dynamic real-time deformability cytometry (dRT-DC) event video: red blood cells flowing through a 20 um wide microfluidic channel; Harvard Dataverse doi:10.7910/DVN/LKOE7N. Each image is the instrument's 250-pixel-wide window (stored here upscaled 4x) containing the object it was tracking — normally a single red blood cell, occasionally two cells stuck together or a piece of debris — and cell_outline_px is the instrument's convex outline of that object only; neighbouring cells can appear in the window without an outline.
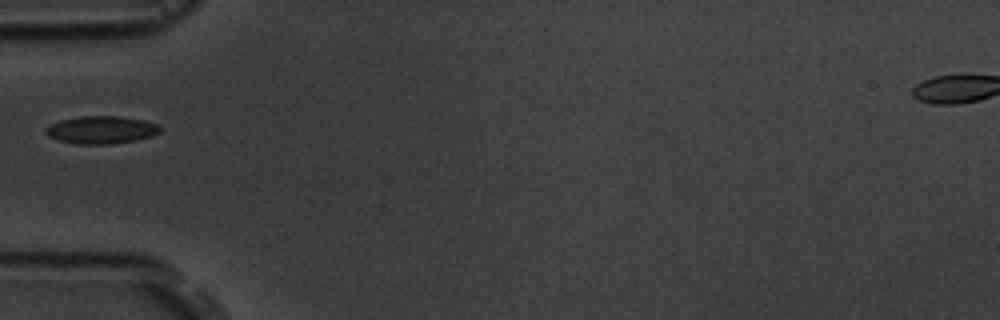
{"species": "common noctule bat (a hibernating species)", "species_latin": "Nyctalus noctula", "temperature_condition": "room temperature", "stored_images_in_passage": 1, "camera_frame_rate_fps": 3000, "um_per_image_px": 0.085, "animal": {"sex": "male", "body_mass_g": 19.5, "forearm_length_mm": 54.6}, "frame": {"image": 1, "passage_image": 1, "time_ms": 0.0, "image_size_px": [1000, 320], "cell_outline_px": [[160, 132], [152, 136], [136, 140], [112, 144], [76, 144], [60, 140], [48, 136], [44, 132], [44, 128], [60, 120], [80, 116], [120, 116], [144, 120], [156, 124], [160, 128]], "centroid_in_image_um": [8.6, 11.04], "position_along_channel_um": 76.4, "area_um2": 18.44}}